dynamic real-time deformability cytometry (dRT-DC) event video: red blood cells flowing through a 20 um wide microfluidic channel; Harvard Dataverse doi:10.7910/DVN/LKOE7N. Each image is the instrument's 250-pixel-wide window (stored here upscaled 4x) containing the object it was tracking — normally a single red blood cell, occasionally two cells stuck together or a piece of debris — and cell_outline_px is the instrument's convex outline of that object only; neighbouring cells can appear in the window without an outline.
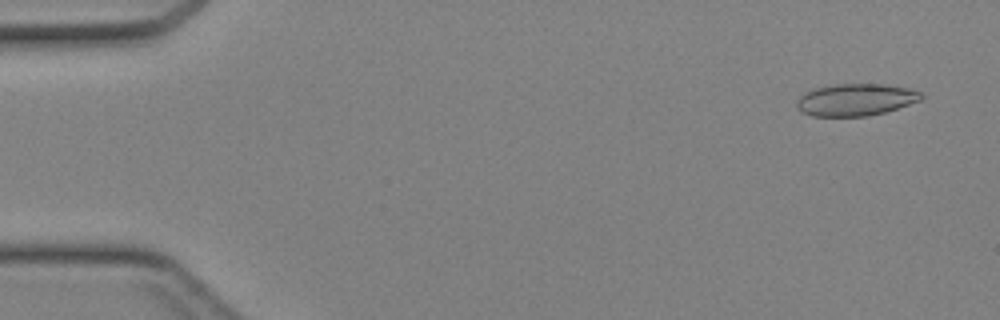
{"species": "Egyptian fruit bat (a non-hibernating species)", "species_latin": "Rousettus aegyptiacus", "temperature_condition": "cold", "stored_images_in_passage": 44, "camera_frame_rate_fps": 3000, "um_per_image_px": 0.085, "animal": {"sex": "female"}, "frame": {"image": 1, "passage_image": 3, "time_ms": 0.667, "image_size_px": [1000, 320], "cell_outline_px": [[924, 96], [920, 100], [884, 112], [868, 116], [812, 116], [804, 112], [796, 104], [796, 100], [804, 92], [812, 88], [832, 84], [884, 84], [908, 88], [924, 92]], "centroid_in_image_um": [72.73, 8.46], "position_along_channel_um": 12.3, "area_um2": 23.29}}
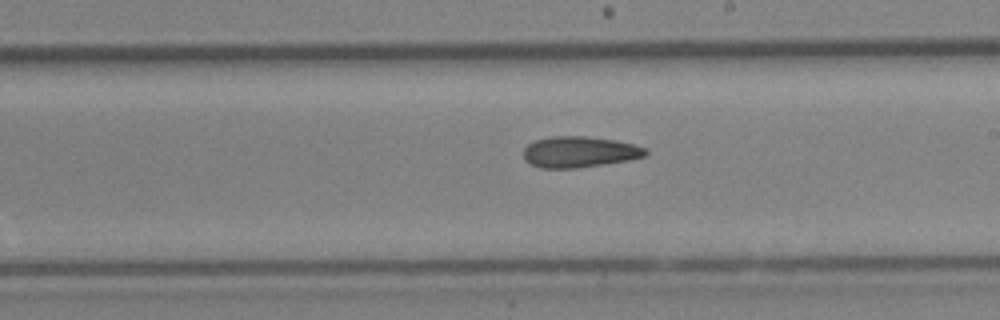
{"frame": {"image": 2, "passage_image": 26, "time_ms": 8.333, "image_size_px": [1000, 320], "cell_outline_px": [[648, 152], [644, 156], [628, 160], [580, 168], [540, 168], [524, 160], [524, 148], [528, 144], [536, 140], [552, 136], [584, 136], [616, 140], [648, 148]], "centroid_in_image_um": [49.25, 12.91], "position_along_channel_um": 239.7, "area_um2": 22.08}}
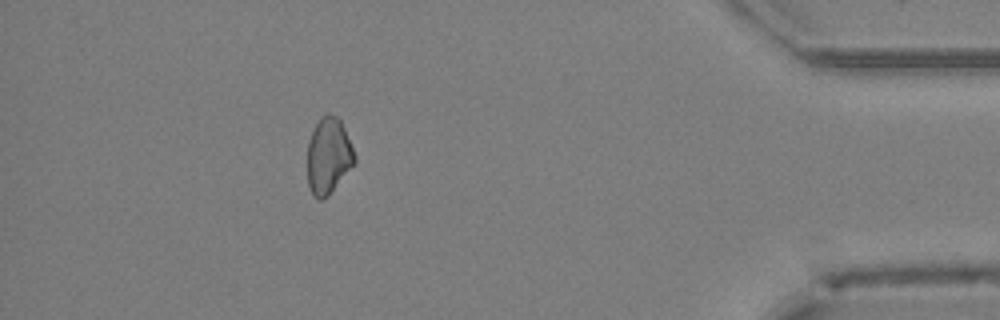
{"frame": {"image": 3, "passage_image": 40, "time_ms": 13.0, "image_size_px": [1000, 320], "cell_outline_px": [[356, 164], [328, 196], [324, 200], [316, 200], [312, 196], [308, 184], [308, 140], [320, 116], [328, 112], [336, 116], [340, 120], [344, 128], [356, 156]], "centroid_in_image_um": [27.93, 13.28], "position_along_channel_um": 407.3, "area_um2": 21.33}}